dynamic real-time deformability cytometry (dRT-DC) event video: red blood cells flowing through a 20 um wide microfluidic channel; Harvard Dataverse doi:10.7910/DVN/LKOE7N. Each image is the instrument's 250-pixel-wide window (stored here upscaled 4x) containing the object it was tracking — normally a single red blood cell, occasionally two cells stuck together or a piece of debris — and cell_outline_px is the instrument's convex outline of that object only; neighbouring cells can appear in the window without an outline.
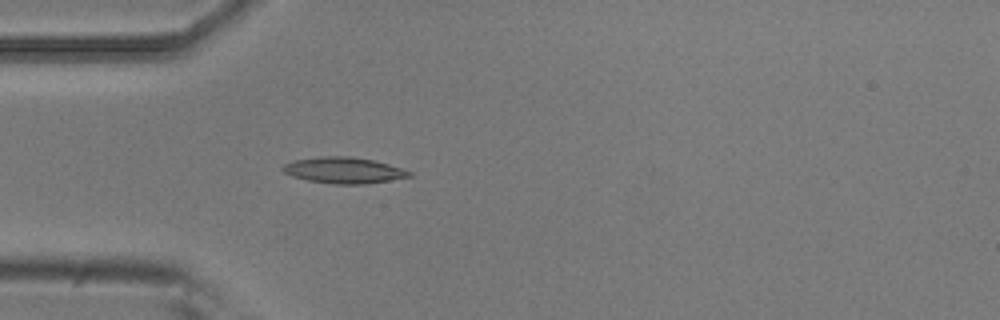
{"species": "common noctule bat (a hibernating species)", "species_latin": "Nyctalus noctula", "temperature_condition": "room temperature", "stored_images_in_passage": 2, "camera_frame_rate_fps": 3000, "um_per_image_px": 0.085, "animal": {"sex": "male", "body_mass_g": 20.5, "forearm_length_mm": 52.5}, "frame": {"image": 1, "passage_image": 2, "time_ms": 0.333, "image_size_px": [1000, 320], "cell_outline_px": [[412, 176], [364, 184], [332, 184], [308, 180], [284, 172], [280, 168], [284, 164], [296, 160], [320, 156], [352, 156], [372, 160], [388, 164], [412, 172]], "centroid_in_image_um": [29.22, 14.47], "position_along_channel_um": 55.8, "area_um2": 18.96}}